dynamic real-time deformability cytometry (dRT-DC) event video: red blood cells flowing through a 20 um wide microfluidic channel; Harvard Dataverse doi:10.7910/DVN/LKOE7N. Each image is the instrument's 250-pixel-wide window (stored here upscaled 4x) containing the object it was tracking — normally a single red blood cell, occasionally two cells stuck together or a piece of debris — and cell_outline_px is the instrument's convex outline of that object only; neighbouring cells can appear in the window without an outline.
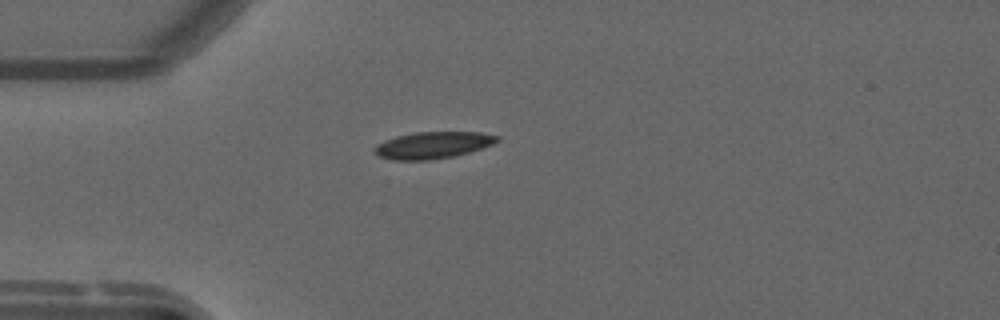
{"species": "common noctule bat (a hibernating species)", "species_latin": "Nyctalus noctula", "temperature_condition": "warm", "stored_images_in_passage": 41, "camera_frame_rate_fps": 3000, "um_per_image_px": 0.085, "animal": {"sex": "male", "forearm_length_mm": 52.5}, "frame": {"image": 1, "passage_image": 1, "time_ms": 0.0, "image_size_px": [1000, 320], "cell_outline_px": [[500, 140], [492, 144], [456, 156], [432, 160], [392, 160], [380, 156], [372, 152], [372, 148], [376, 144], [384, 140], [396, 136], [416, 132], [480, 132], [500, 136]], "centroid_in_image_um": [36.75, 12.34], "position_along_channel_um": 48.2, "area_um2": 19.31}}
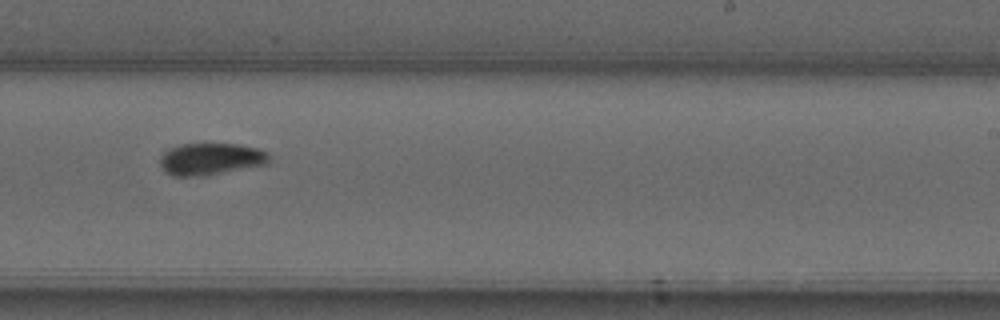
{"frame": {"image": 2, "passage_image": 20, "time_ms": 6.333, "image_size_px": [1000, 320], "cell_outline_px": [[272, 160], [268, 164], [204, 176], [172, 176], [160, 164], [160, 156], [164, 152], [180, 144], [240, 144], [260, 148], [268, 152], [272, 156]], "centroid_in_image_um": [18.0, 13.51], "position_along_channel_um": 271.0, "area_um2": 20.52}}
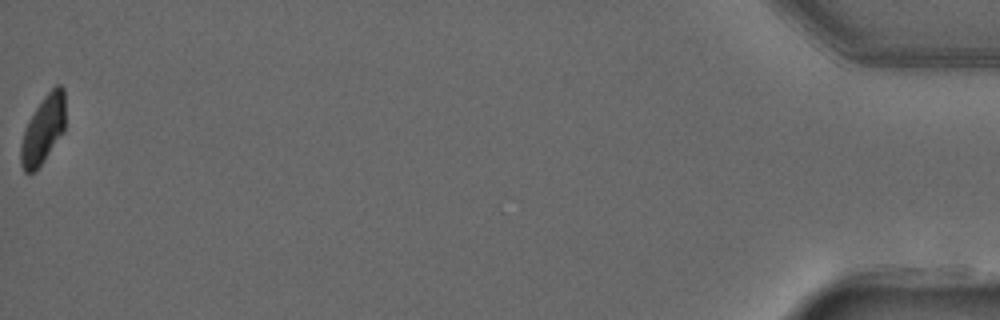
{"frame": {"image": 3, "passage_image": 41, "time_ms": 13.333, "image_size_px": [1000, 320], "cell_outline_px": [[64, 132], [36, 172], [24, 172], [20, 164], [20, 144], [24, 128], [28, 120], [44, 96], [56, 84], [60, 84], [64, 88]], "centroid_in_image_um": [3.65, 11.05], "position_along_channel_um": 431.6, "area_um2": 17.8}}